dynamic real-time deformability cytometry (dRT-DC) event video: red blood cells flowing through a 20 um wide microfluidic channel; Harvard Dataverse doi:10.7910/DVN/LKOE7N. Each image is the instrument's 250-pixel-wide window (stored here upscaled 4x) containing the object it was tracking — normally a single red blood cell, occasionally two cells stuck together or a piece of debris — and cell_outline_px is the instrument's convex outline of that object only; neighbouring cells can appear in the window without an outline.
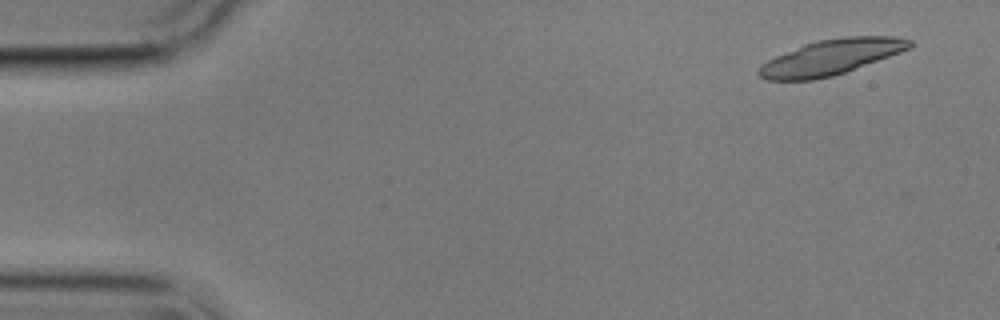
{"species": "common noctule bat (a hibernating species)", "species_latin": "Nyctalus noctula", "temperature_condition": "cold", "stored_images_in_passage": 4, "camera_frame_rate_fps": 3000, "um_per_image_px": 0.085, "animal": {"sex": "male", "body_mass_g": 17.9}, "frame": {"image": 1, "passage_image": 1, "time_ms": 0.0, "image_size_px": [1000, 320], "cell_outline_px": [[912, 44], [908, 48], [900, 52], [844, 72], [832, 76], [812, 80], [768, 80], [760, 76], [756, 72], [760, 64], [776, 56], [804, 44], [816, 40], [844, 36], [896, 36], [912, 40]], "centroid_in_image_um": [70.6, 4.85], "position_along_channel_um": 14.4, "area_um2": 30.81}}